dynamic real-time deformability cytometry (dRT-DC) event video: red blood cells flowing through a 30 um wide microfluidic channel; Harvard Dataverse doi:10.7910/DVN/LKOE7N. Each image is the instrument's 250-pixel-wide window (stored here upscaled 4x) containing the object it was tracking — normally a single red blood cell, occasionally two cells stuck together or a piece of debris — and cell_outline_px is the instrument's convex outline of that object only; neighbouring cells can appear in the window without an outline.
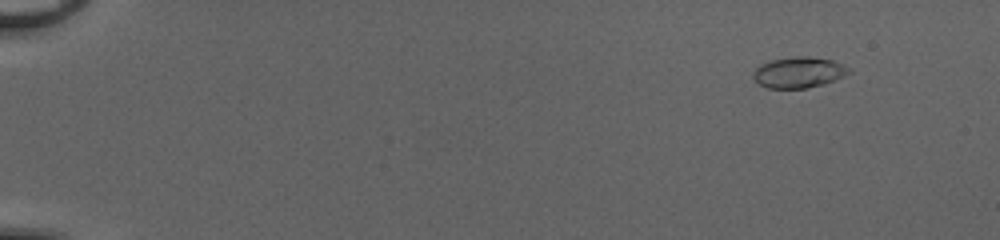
{"species": "common noctule bat (a hibernating species)", "species_latin": "Nyctalus noctula", "temperature_condition": "cold", "stored_images_in_passage": 53, "camera_frame_rate_fps": 3000, "um_per_image_px": 0.085, "animal": {"sex": "female", "body_mass_g": 20.0, "forearm_length_mm": 54.0}, "frame": {"image": 1, "passage_image": 6, "time_ms": 1.667, "image_size_px": [1000, 240], "cell_outline_px": [[852, 72], [844, 76], [824, 84], [808, 88], [768, 88], [760, 84], [752, 76], [752, 72], [760, 64], [772, 60], [792, 56], [808, 56], [832, 60], [848, 68]], "centroid_in_image_um": [67.88, 6.15], "position_along_channel_um": 17.1, "area_um2": 17.17}}
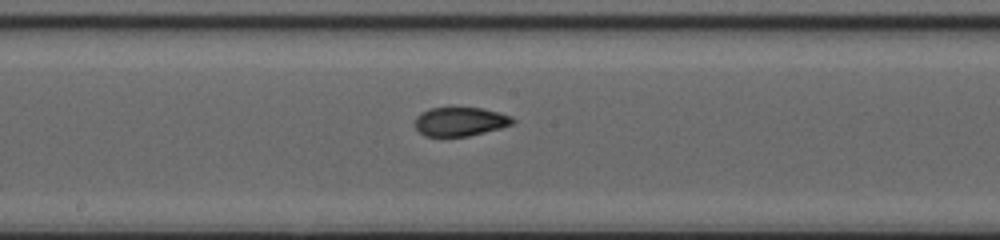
{"frame": {"image": 2, "passage_image": 31, "time_ms": 10.0, "image_size_px": [1000, 240], "cell_outline_px": [[516, 120], [512, 124], [500, 128], [468, 136], [424, 136], [416, 128], [416, 116], [420, 112], [428, 108], [452, 104], [480, 108], [500, 112], [512, 116]], "centroid_in_image_um": [39.09, 10.27], "position_along_channel_um": 209.1, "area_um2": 17.17}}
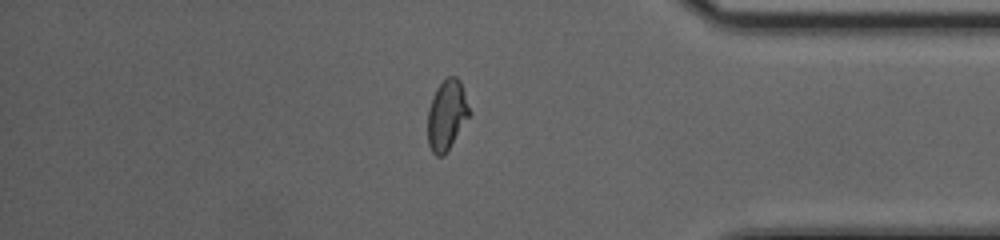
{"frame": {"image": 3, "passage_image": 46, "time_ms": 15.0, "image_size_px": [1000, 240], "cell_outline_px": [[472, 112], [444, 156], [436, 156], [432, 152], [428, 144], [428, 108], [432, 96], [436, 88], [448, 76], [456, 76], [460, 80]], "centroid_in_image_um": [37.98, 9.77], "position_along_channel_um": 397.2, "area_um2": 17.17}, "authors_computed_cell_mechanics": {"area_um2": 17.051, "velocity_mm_per_s": 4.1174, "shape_relaxation_time_tau1_ms": 7.8039, "shape_relaxation_time_tau2_ms": 0.9514, "deformation_change_tau1": 0.2594, "deformation_change_tau2": 0.0648}}